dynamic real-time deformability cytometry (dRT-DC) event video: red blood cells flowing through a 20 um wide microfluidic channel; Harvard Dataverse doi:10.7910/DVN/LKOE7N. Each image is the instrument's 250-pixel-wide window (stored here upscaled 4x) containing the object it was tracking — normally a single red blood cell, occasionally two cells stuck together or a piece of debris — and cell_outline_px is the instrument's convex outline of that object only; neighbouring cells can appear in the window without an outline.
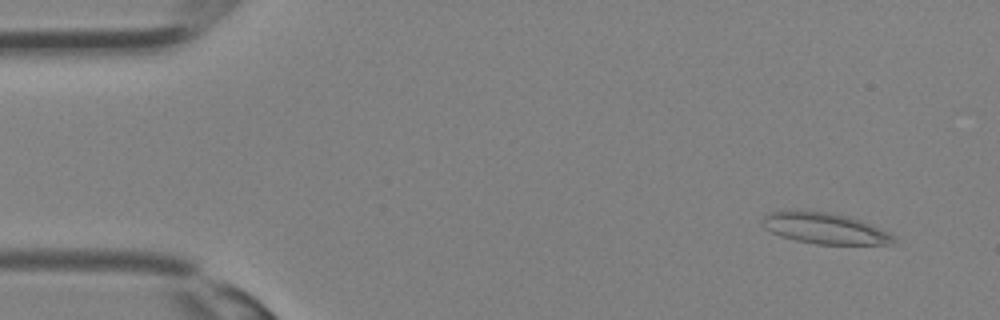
{"species": "Egyptian fruit bat (a non-hibernating species)", "species_latin": "Rousettus aegyptiacus", "temperature_condition": "room temperature", "stored_images_in_passage": 32, "camera_frame_rate_fps": 3000, "um_per_image_px": 0.085, "animal": {"sex": "female"}, "frame": {"image": 1, "passage_image": 2, "time_ms": 0.333, "image_size_px": [1000, 320], "cell_outline_px": [[896, 240], [888, 244], [816, 244], [796, 240], [780, 236], [764, 228], [760, 220], [768, 212], [804, 208], [828, 212], [848, 216], [860, 220], [888, 232], [896, 236]], "centroid_in_image_um": [70.03, 19.37], "position_along_channel_um": 15.0, "area_um2": 24.1}}
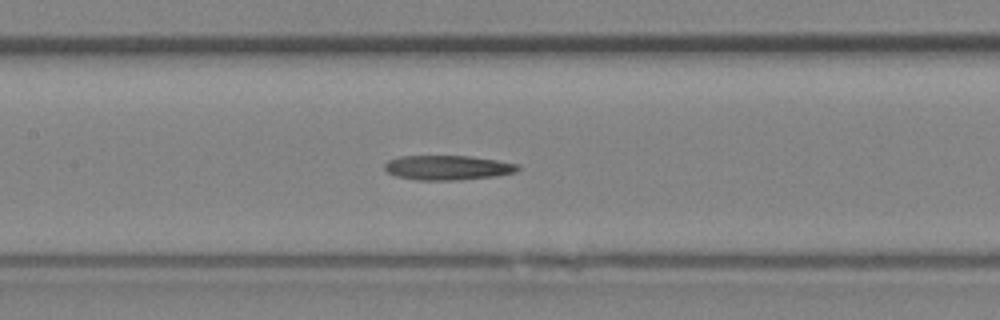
{"frame": {"image": 2, "passage_image": 15, "time_ms": 4.667, "image_size_px": [1000, 320], "cell_outline_px": [[520, 168], [516, 172], [496, 176], [452, 180], [416, 180], [396, 176], [388, 172], [384, 168], [384, 164], [388, 160], [400, 156], [468, 156], [496, 160], [520, 164]], "centroid_in_image_um": [38.05, 14.25], "position_along_channel_um": 169.3, "area_um2": 19.07}}
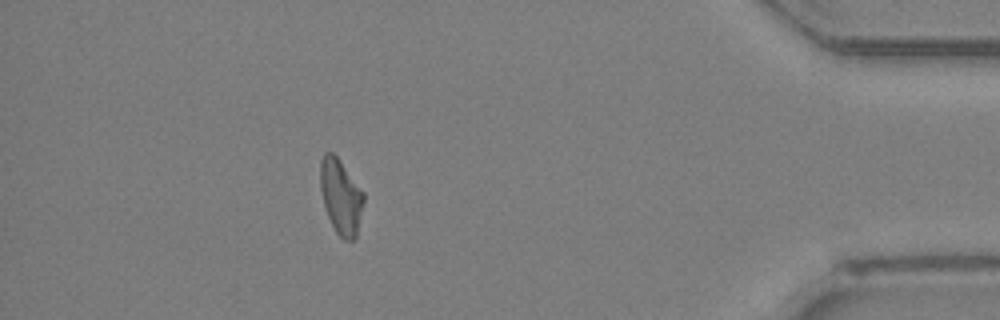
{"frame": {"image": 3, "passage_image": 29, "time_ms": 9.333, "image_size_px": [1000, 320], "cell_outline_px": [[364, 200], [356, 236], [352, 240], [344, 240], [336, 232], [328, 216], [324, 204], [320, 188], [320, 160], [324, 152], [332, 152], [336, 156], [364, 192]], "centroid_in_image_um": [28.96, 16.69], "position_along_channel_um": 406.2, "area_um2": 18.73}}